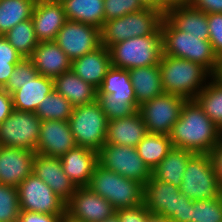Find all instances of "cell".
Listing matches in <instances>:
<instances>
[{"label": "cell", "mask_w": 222, "mask_h": 222, "mask_svg": "<svg viewBox=\"0 0 222 222\" xmlns=\"http://www.w3.org/2000/svg\"><path fill=\"white\" fill-rule=\"evenodd\" d=\"M169 137L173 147L192 153H209L222 137V130L195 100H186Z\"/></svg>", "instance_id": "obj_1"}, {"label": "cell", "mask_w": 222, "mask_h": 222, "mask_svg": "<svg viewBox=\"0 0 222 222\" xmlns=\"http://www.w3.org/2000/svg\"><path fill=\"white\" fill-rule=\"evenodd\" d=\"M163 38V55L186 59L205 67L212 76H219L221 61L209 40H201L189 32L178 30L165 16L160 24Z\"/></svg>", "instance_id": "obj_2"}, {"label": "cell", "mask_w": 222, "mask_h": 222, "mask_svg": "<svg viewBox=\"0 0 222 222\" xmlns=\"http://www.w3.org/2000/svg\"><path fill=\"white\" fill-rule=\"evenodd\" d=\"M158 65L165 93L178 95L186 100H194L204 88L201 86L203 80L208 74L212 76L198 63L169 55H163Z\"/></svg>", "instance_id": "obj_3"}, {"label": "cell", "mask_w": 222, "mask_h": 222, "mask_svg": "<svg viewBox=\"0 0 222 222\" xmlns=\"http://www.w3.org/2000/svg\"><path fill=\"white\" fill-rule=\"evenodd\" d=\"M111 65L120 69H133L158 65L164 54L162 30L153 34L136 36L109 48Z\"/></svg>", "instance_id": "obj_4"}, {"label": "cell", "mask_w": 222, "mask_h": 222, "mask_svg": "<svg viewBox=\"0 0 222 222\" xmlns=\"http://www.w3.org/2000/svg\"><path fill=\"white\" fill-rule=\"evenodd\" d=\"M87 187L109 201L116 210L143 204L144 186L142 184L112 172L99 163Z\"/></svg>", "instance_id": "obj_5"}, {"label": "cell", "mask_w": 222, "mask_h": 222, "mask_svg": "<svg viewBox=\"0 0 222 222\" xmlns=\"http://www.w3.org/2000/svg\"><path fill=\"white\" fill-rule=\"evenodd\" d=\"M192 202L179 188L153 175L144 185L143 203L146 209L151 214L166 217L173 222H191Z\"/></svg>", "instance_id": "obj_6"}, {"label": "cell", "mask_w": 222, "mask_h": 222, "mask_svg": "<svg viewBox=\"0 0 222 222\" xmlns=\"http://www.w3.org/2000/svg\"><path fill=\"white\" fill-rule=\"evenodd\" d=\"M163 14L153 8H143L120 18L106 21L100 29L101 45L110 48L136 36L153 34L161 24Z\"/></svg>", "instance_id": "obj_7"}, {"label": "cell", "mask_w": 222, "mask_h": 222, "mask_svg": "<svg viewBox=\"0 0 222 222\" xmlns=\"http://www.w3.org/2000/svg\"><path fill=\"white\" fill-rule=\"evenodd\" d=\"M68 122L77 146L100 151L106 141L109 120L97 101L75 106Z\"/></svg>", "instance_id": "obj_8"}, {"label": "cell", "mask_w": 222, "mask_h": 222, "mask_svg": "<svg viewBox=\"0 0 222 222\" xmlns=\"http://www.w3.org/2000/svg\"><path fill=\"white\" fill-rule=\"evenodd\" d=\"M179 189L191 200L216 199L222 195L208 153H193L190 156Z\"/></svg>", "instance_id": "obj_9"}, {"label": "cell", "mask_w": 222, "mask_h": 222, "mask_svg": "<svg viewBox=\"0 0 222 222\" xmlns=\"http://www.w3.org/2000/svg\"><path fill=\"white\" fill-rule=\"evenodd\" d=\"M98 162L104 168L143 186L152 177V171L138 155L136 147L104 144L98 152Z\"/></svg>", "instance_id": "obj_10"}, {"label": "cell", "mask_w": 222, "mask_h": 222, "mask_svg": "<svg viewBox=\"0 0 222 222\" xmlns=\"http://www.w3.org/2000/svg\"><path fill=\"white\" fill-rule=\"evenodd\" d=\"M41 123L35 112L13 110L0 124V146L35 151Z\"/></svg>", "instance_id": "obj_11"}, {"label": "cell", "mask_w": 222, "mask_h": 222, "mask_svg": "<svg viewBox=\"0 0 222 222\" xmlns=\"http://www.w3.org/2000/svg\"><path fill=\"white\" fill-rule=\"evenodd\" d=\"M20 211L64 215L66 202L33 172L17 187Z\"/></svg>", "instance_id": "obj_12"}, {"label": "cell", "mask_w": 222, "mask_h": 222, "mask_svg": "<svg viewBox=\"0 0 222 222\" xmlns=\"http://www.w3.org/2000/svg\"><path fill=\"white\" fill-rule=\"evenodd\" d=\"M186 99L163 93L139 106L143 121L149 133L170 134L173 124L179 119L181 108Z\"/></svg>", "instance_id": "obj_13"}, {"label": "cell", "mask_w": 222, "mask_h": 222, "mask_svg": "<svg viewBox=\"0 0 222 222\" xmlns=\"http://www.w3.org/2000/svg\"><path fill=\"white\" fill-rule=\"evenodd\" d=\"M55 42L73 61L101 46L100 29L67 20L57 33Z\"/></svg>", "instance_id": "obj_14"}, {"label": "cell", "mask_w": 222, "mask_h": 222, "mask_svg": "<svg viewBox=\"0 0 222 222\" xmlns=\"http://www.w3.org/2000/svg\"><path fill=\"white\" fill-rule=\"evenodd\" d=\"M66 213L83 222H98L113 217L116 209L88 187H77L66 203Z\"/></svg>", "instance_id": "obj_15"}, {"label": "cell", "mask_w": 222, "mask_h": 222, "mask_svg": "<svg viewBox=\"0 0 222 222\" xmlns=\"http://www.w3.org/2000/svg\"><path fill=\"white\" fill-rule=\"evenodd\" d=\"M76 146L68 121H42L36 153L60 158Z\"/></svg>", "instance_id": "obj_16"}, {"label": "cell", "mask_w": 222, "mask_h": 222, "mask_svg": "<svg viewBox=\"0 0 222 222\" xmlns=\"http://www.w3.org/2000/svg\"><path fill=\"white\" fill-rule=\"evenodd\" d=\"M36 151L0 146V183L17 188L33 172Z\"/></svg>", "instance_id": "obj_17"}, {"label": "cell", "mask_w": 222, "mask_h": 222, "mask_svg": "<svg viewBox=\"0 0 222 222\" xmlns=\"http://www.w3.org/2000/svg\"><path fill=\"white\" fill-rule=\"evenodd\" d=\"M33 173L41 178L66 203L77 189L63 171L60 158L36 153L33 161Z\"/></svg>", "instance_id": "obj_18"}, {"label": "cell", "mask_w": 222, "mask_h": 222, "mask_svg": "<svg viewBox=\"0 0 222 222\" xmlns=\"http://www.w3.org/2000/svg\"><path fill=\"white\" fill-rule=\"evenodd\" d=\"M31 20L39 42L55 41L57 33L67 21L63 4L47 0H37Z\"/></svg>", "instance_id": "obj_19"}, {"label": "cell", "mask_w": 222, "mask_h": 222, "mask_svg": "<svg viewBox=\"0 0 222 222\" xmlns=\"http://www.w3.org/2000/svg\"><path fill=\"white\" fill-rule=\"evenodd\" d=\"M63 171L76 187H87L98 162V152L76 146L60 157Z\"/></svg>", "instance_id": "obj_20"}, {"label": "cell", "mask_w": 222, "mask_h": 222, "mask_svg": "<svg viewBox=\"0 0 222 222\" xmlns=\"http://www.w3.org/2000/svg\"><path fill=\"white\" fill-rule=\"evenodd\" d=\"M30 59L36 71L47 78L55 79L71 70V59L55 41L39 42Z\"/></svg>", "instance_id": "obj_21"}, {"label": "cell", "mask_w": 222, "mask_h": 222, "mask_svg": "<svg viewBox=\"0 0 222 222\" xmlns=\"http://www.w3.org/2000/svg\"><path fill=\"white\" fill-rule=\"evenodd\" d=\"M111 66L109 49L101 45L96 50L74 59L71 70L98 89Z\"/></svg>", "instance_id": "obj_22"}, {"label": "cell", "mask_w": 222, "mask_h": 222, "mask_svg": "<svg viewBox=\"0 0 222 222\" xmlns=\"http://www.w3.org/2000/svg\"><path fill=\"white\" fill-rule=\"evenodd\" d=\"M148 133L139 111L129 117L108 122L105 144L136 147Z\"/></svg>", "instance_id": "obj_23"}, {"label": "cell", "mask_w": 222, "mask_h": 222, "mask_svg": "<svg viewBox=\"0 0 222 222\" xmlns=\"http://www.w3.org/2000/svg\"><path fill=\"white\" fill-rule=\"evenodd\" d=\"M54 90V79L38 74L11 93L13 108L17 111L35 112L41 101Z\"/></svg>", "instance_id": "obj_24"}, {"label": "cell", "mask_w": 222, "mask_h": 222, "mask_svg": "<svg viewBox=\"0 0 222 222\" xmlns=\"http://www.w3.org/2000/svg\"><path fill=\"white\" fill-rule=\"evenodd\" d=\"M54 89L63 95L74 107L93 103L97 98V89L85 82L72 70L64 72L54 79Z\"/></svg>", "instance_id": "obj_25"}, {"label": "cell", "mask_w": 222, "mask_h": 222, "mask_svg": "<svg viewBox=\"0 0 222 222\" xmlns=\"http://www.w3.org/2000/svg\"><path fill=\"white\" fill-rule=\"evenodd\" d=\"M164 16L178 30L209 40L207 13L189 4L169 9Z\"/></svg>", "instance_id": "obj_26"}, {"label": "cell", "mask_w": 222, "mask_h": 222, "mask_svg": "<svg viewBox=\"0 0 222 222\" xmlns=\"http://www.w3.org/2000/svg\"><path fill=\"white\" fill-rule=\"evenodd\" d=\"M128 71L138 106L165 93L159 65L143 66Z\"/></svg>", "instance_id": "obj_27"}, {"label": "cell", "mask_w": 222, "mask_h": 222, "mask_svg": "<svg viewBox=\"0 0 222 222\" xmlns=\"http://www.w3.org/2000/svg\"><path fill=\"white\" fill-rule=\"evenodd\" d=\"M66 19L101 29L105 23L104 0H63Z\"/></svg>", "instance_id": "obj_28"}, {"label": "cell", "mask_w": 222, "mask_h": 222, "mask_svg": "<svg viewBox=\"0 0 222 222\" xmlns=\"http://www.w3.org/2000/svg\"><path fill=\"white\" fill-rule=\"evenodd\" d=\"M192 154L190 151L172 147L167 156L152 171V175L160 181L180 188L186 164Z\"/></svg>", "instance_id": "obj_29"}, {"label": "cell", "mask_w": 222, "mask_h": 222, "mask_svg": "<svg viewBox=\"0 0 222 222\" xmlns=\"http://www.w3.org/2000/svg\"><path fill=\"white\" fill-rule=\"evenodd\" d=\"M172 142L168 135L147 133L136 146L138 155L153 171L172 149Z\"/></svg>", "instance_id": "obj_30"}, {"label": "cell", "mask_w": 222, "mask_h": 222, "mask_svg": "<svg viewBox=\"0 0 222 222\" xmlns=\"http://www.w3.org/2000/svg\"><path fill=\"white\" fill-rule=\"evenodd\" d=\"M37 0H0V35L31 19Z\"/></svg>", "instance_id": "obj_31"}, {"label": "cell", "mask_w": 222, "mask_h": 222, "mask_svg": "<svg viewBox=\"0 0 222 222\" xmlns=\"http://www.w3.org/2000/svg\"><path fill=\"white\" fill-rule=\"evenodd\" d=\"M213 81L205 85L195 97L203 112L222 130V79L212 76Z\"/></svg>", "instance_id": "obj_32"}, {"label": "cell", "mask_w": 222, "mask_h": 222, "mask_svg": "<svg viewBox=\"0 0 222 222\" xmlns=\"http://www.w3.org/2000/svg\"><path fill=\"white\" fill-rule=\"evenodd\" d=\"M97 90L100 94H109L112 98L136 100L130 73L125 69L111 66Z\"/></svg>", "instance_id": "obj_33"}, {"label": "cell", "mask_w": 222, "mask_h": 222, "mask_svg": "<svg viewBox=\"0 0 222 222\" xmlns=\"http://www.w3.org/2000/svg\"><path fill=\"white\" fill-rule=\"evenodd\" d=\"M3 36L23 58H30L39 44L31 19L18 23Z\"/></svg>", "instance_id": "obj_34"}, {"label": "cell", "mask_w": 222, "mask_h": 222, "mask_svg": "<svg viewBox=\"0 0 222 222\" xmlns=\"http://www.w3.org/2000/svg\"><path fill=\"white\" fill-rule=\"evenodd\" d=\"M74 106L55 90L48 94L40 103L35 113L42 121H68Z\"/></svg>", "instance_id": "obj_35"}, {"label": "cell", "mask_w": 222, "mask_h": 222, "mask_svg": "<svg viewBox=\"0 0 222 222\" xmlns=\"http://www.w3.org/2000/svg\"><path fill=\"white\" fill-rule=\"evenodd\" d=\"M96 101L109 121L129 117L139 109L136 100L112 98L109 94H100L98 91Z\"/></svg>", "instance_id": "obj_36"}, {"label": "cell", "mask_w": 222, "mask_h": 222, "mask_svg": "<svg viewBox=\"0 0 222 222\" xmlns=\"http://www.w3.org/2000/svg\"><path fill=\"white\" fill-rule=\"evenodd\" d=\"M191 222H222V195L216 199L193 200Z\"/></svg>", "instance_id": "obj_37"}, {"label": "cell", "mask_w": 222, "mask_h": 222, "mask_svg": "<svg viewBox=\"0 0 222 222\" xmlns=\"http://www.w3.org/2000/svg\"><path fill=\"white\" fill-rule=\"evenodd\" d=\"M19 213L17 188L0 183V222H17Z\"/></svg>", "instance_id": "obj_38"}, {"label": "cell", "mask_w": 222, "mask_h": 222, "mask_svg": "<svg viewBox=\"0 0 222 222\" xmlns=\"http://www.w3.org/2000/svg\"><path fill=\"white\" fill-rule=\"evenodd\" d=\"M23 59V56L18 53L15 48L0 35V88H3L17 63Z\"/></svg>", "instance_id": "obj_39"}, {"label": "cell", "mask_w": 222, "mask_h": 222, "mask_svg": "<svg viewBox=\"0 0 222 222\" xmlns=\"http://www.w3.org/2000/svg\"><path fill=\"white\" fill-rule=\"evenodd\" d=\"M39 73L36 71L30 58H23L16 64L13 73L3 87L9 94L13 93L27 81L33 80Z\"/></svg>", "instance_id": "obj_40"}, {"label": "cell", "mask_w": 222, "mask_h": 222, "mask_svg": "<svg viewBox=\"0 0 222 222\" xmlns=\"http://www.w3.org/2000/svg\"><path fill=\"white\" fill-rule=\"evenodd\" d=\"M145 8L139 0H104L105 22Z\"/></svg>", "instance_id": "obj_41"}, {"label": "cell", "mask_w": 222, "mask_h": 222, "mask_svg": "<svg viewBox=\"0 0 222 222\" xmlns=\"http://www.w3.org/2000/svg\"><path fill=\"white\" fill-rule=\"evenodd\" d=\"M209 41L218 59L222 62V13L207 14Z\"/></svg>", "instance_id": "obj_42"}, {"label": "cell", "mask_w": 222, "mask_h": 222, "mask_svg": "<svg viewBox=\"0 0 222 222\" xmlns=\"http://www.w3.org/2000/svg\"><path fill=\"white\" fill-rule=\"evenodd\" d=\"M115 215L119 222H147L151 213L146 209L144 203L133 208H121L116 210Z\"/></svg>", "instance_id": "obj_43"}, {"label": "cell", "mask_w": 222, "mask_h": 222, "mask_svg": "<svg viewBox=\"0 0 222 222\" xmlns=\"http://www.w3.org/2000/svg\"><path fill=\"white\" fill-rule=\"evenodd\" d=\"M63 215L43 214L31 211H20L17 222H61Z\"/></svg>", "instance_id": "obj_44"}, {"label": "cell", "mask_w": 222, "mask_h": 222, "mask_svg": "<svg viewBox=\"0 0 222 222\" xmlns=\"http://www.w3.org/2000/svg\"><path fill=\"white\" fill-rule=\"evenodd\" d=\"M208 154L213 165L214 173L217 176L220 189L222 190V137Z\"/></svg>", "instance_id": "obj_45"}, {"label": "cell", "mask_w": 222, "mask_h": 222, "mask_svg": "<svg viewBox=\"0 0 222 222\" xmlns=\"http://www.w3.org/2000/svg\"><path fill=\"white\" fill-rule=\"evenodd\" d=\"M191 6L207 13H222V0H191Z\"/></svg>", "instance_id": "obj_46"}, {"label": "cell", "mask_w": 222, "mask_h": 222, "mask_svg": "<svg viewBox=\"0 0 222 222\" xmlns=\"http://www.w3.org/2000/svg\"><path fill=\"white\" fill-rule=\"evenodd\" d=\"M13 110L11 94L5 89L0 88V124L12 113Z\"/></svg>", "instance_id": "obj_47"}, {"label": "cell", "mask_w": 222, "mask_h": 222, "mask_svg": "<svg viewBox=\"0 0 222 222\" xmlns=\"http://www.w3.org/2000/svg\"><path fill=\"white\" fill-rule=\"evenodd\" d=\"M191 0H159L160 12L164 15L169 9L189 5Z\"/></svg>", "instance_id": "obj_48"}, {"label": "cell", "mask_w": 222, "mask_h": 222, "mask_svg": "<svg viewBox=\"0 0 222 222\" xmlns=\"http://www.w3.org/2000/svg\"><path fill=\"white\" fill-rule=\"evenodd\" d=\"M144 7L153 8L160 11L159 0H139Z\"/></svg>", "instance_id": "obj_49"}, {"label": "cell", "mask_w": 222, "mask_h": 222, "mask_svg": "<svg viewBox=\"0 0 222 222\" xmlns=\"http://www.w3.org/2000/svg\"><path fill=\"white\" fill-rule=\"evenodd\" d=\"M147 222H173V221L168 219V218H166V217H162V216H159V215L151 214L148 217Z\"/></svg>", "instance_id": "obj_50"}, {"label": "cell", "mask_w": 222, "mask_h": 222, "mask_svg": "<svg viewBox=\"0 0 222 222\" xmlns=\"http://www.w3.org/2000/svg\"><path fill=\"white\" fill-rule=\"evenodd\" d=\"M61 222H83V221L76 220L73 217H71L70 215H68L67 213H65L62 216Z\"/></svg>", "instance_id": "obj_51"}, {"label": "cell", "mask_w": 222, "mask_h": 222, "mask_svg": "<svg viewBox=\"0 0 222 222\" xmlns=\"http://www.w3.org/2000/svg\"><path fill=\"white\" fill-rule=\"evenodd\" d=\"M98 222H119L118 218L116 215H114L113 217L107 219V220H101V221H98Z\"/></svg>", "instance_id": "obj_52"}, {"label": "cell", "mask_w": 222, "mask_h": 222, "mask_svg": "<svg viewBox=\"0 0 222 222\" xmlns=\"http://www.w3.org/2000/svg\"><path fill=\"white\" fill-rule=\"evenodd\" d=\"M219 77L222 79V62H221V70H220V73H219Z\"/></svg>", "instance_id": "obj_53"}, {"label": "cell", "mask_w": 222, "mask_h": 222, "mask_svg": "<svg viewBox=\"0 0 222 222\" xmlns=\"http://www.w3.org/2000/svg\"><path fill=\"white\" fill-rule=\"evenodd\" d=\"M47 1H52V2H62L63 0H47Z\"/></svg>", "instance_id": "obj_54"}]
</instances>
